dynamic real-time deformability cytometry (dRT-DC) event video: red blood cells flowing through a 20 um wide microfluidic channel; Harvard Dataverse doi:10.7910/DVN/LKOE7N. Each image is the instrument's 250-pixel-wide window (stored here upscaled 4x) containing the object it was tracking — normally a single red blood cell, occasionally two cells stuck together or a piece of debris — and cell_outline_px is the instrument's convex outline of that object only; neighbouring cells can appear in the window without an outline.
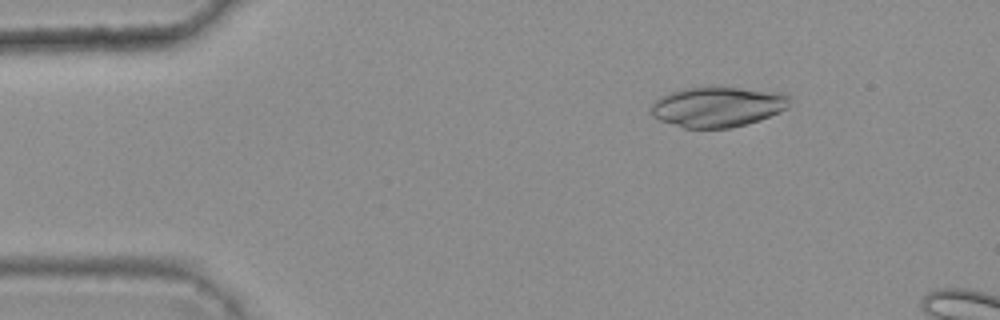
{"species": "common noctule bat (a hibernating species)", "species_latin": "Nyctalus noctula", "temperature_condition": "warm", "stored_images_in_passage": 6, "camera_frame_rate_fps": 3000, "um_per_image_px": 0.085, "animal": {"sex": "female", "body_mass_g": 25.1}, "frame": {"image": 1, "passage_image": 3, "time_ms": 0.667, "image_size_px": [1000, 320], "cell_outline_px": [[792, 96], [788, 108], [780, 112], [760, 120], [732, 128], [684, 128], [660, 120], [652, 116], [648, 112], [652, 104], [660, 96], [684, 88], [740, 88], [788, 92]], "centroid_in_image_um": [61.05, 9.08], "position_along_channel_um": 24.0, "area_um2": 32.77}}